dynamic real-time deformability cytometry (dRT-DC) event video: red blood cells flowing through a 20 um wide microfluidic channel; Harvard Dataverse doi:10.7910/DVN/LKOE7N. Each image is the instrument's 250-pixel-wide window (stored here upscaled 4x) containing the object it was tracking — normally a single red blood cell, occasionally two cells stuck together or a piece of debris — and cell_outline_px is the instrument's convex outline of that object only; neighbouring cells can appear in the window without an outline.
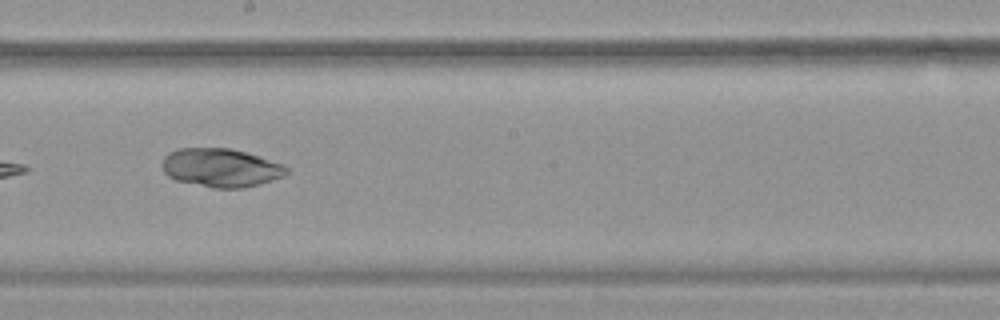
{"species": "common noctule bat (a hibernating species)", "species_latin": "Nyctalus noctula", "temperature_condition": "warm", "stored_images_in_passage": 9, "camera_frame_rate_fps": 3000, "um_per_image_px": 0.085, "animal": {"sex": "female", "body_mass_g": 19.9}, "frame": {"image": 1, "passage_image": 7, "time_ms": 2.0, "image_size_px": [1000, 320], "cell_outline_px": [[288, 172], [284, 176], [260, 184], [244, 188], [212, 188], [176, 180], [168, 176], [164, 172], [160, 164], [164, 156], [168, 152], [180, 148], [232, 148], [284, 164], [288, 168]], "centroid_in_image_um": [18.76, 14.26], "position_along_channel_um": 229.4, "area_um2": 28.15}}
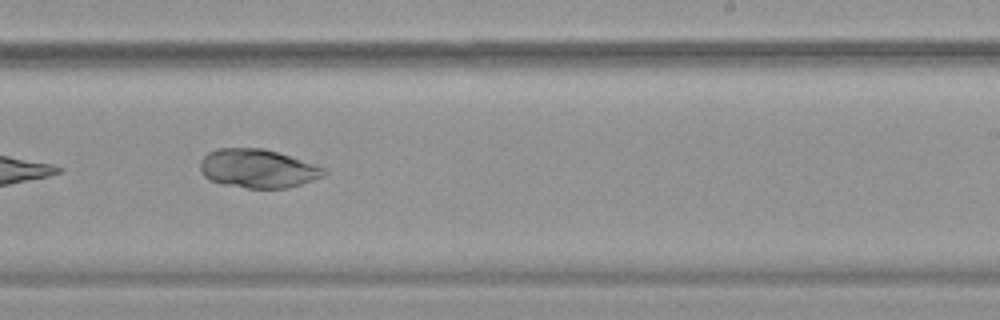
{"frame": {"image": 2, "passage_image": 8, "time_ms": 2.333, "image_size_px": [1000, 320], "cell_outline_px": [[328, 172], [324, 176], [288, 188], [248, 188], [220, 184], [208, 180], [200, 172], [200, 160], [208, 152], [216, 148], [264, 148], [324, 168]], "centroid_in_image_um": [21.84, 14.33], "position_along_channel_um": 267.2, "area_um2": 27.86}}
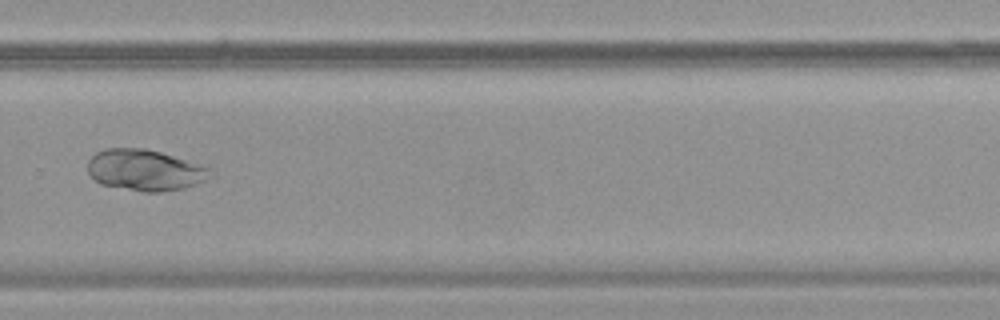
{"frame": {"image": 3, "passage_image": 9, "time_ms": 2.667, "image_size_px": [1000, 320], "cell_outline_px": [[212, 168], [204, 180], [196, 184], [184, 188], [160, 192], [144, 192], [100, 184], [88, 172], [88, 160], [96, 152], [104, 148], [144, 148], [160, 152]], "centroid_in_image_um": [12.28, 14.45], "position_along_channel_um": 317.5, "area_um2": 29.13}}